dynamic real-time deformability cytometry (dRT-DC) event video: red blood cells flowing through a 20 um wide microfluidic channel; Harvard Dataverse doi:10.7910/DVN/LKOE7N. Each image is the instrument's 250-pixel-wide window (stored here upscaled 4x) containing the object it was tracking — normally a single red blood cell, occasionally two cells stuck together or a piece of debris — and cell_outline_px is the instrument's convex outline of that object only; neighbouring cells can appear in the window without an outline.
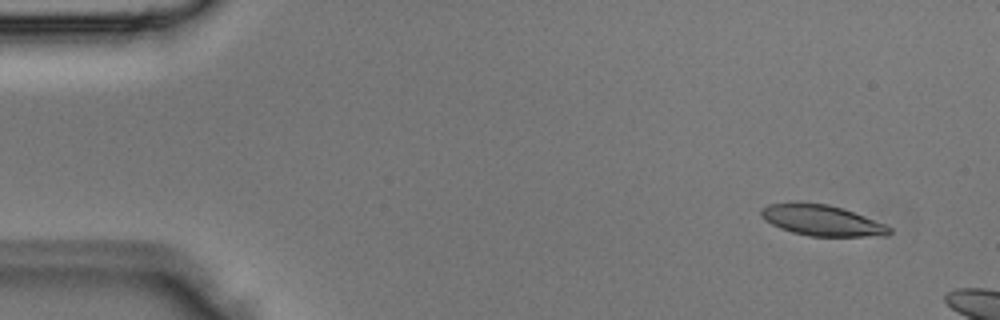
{"species": "Egyptian fruit bat (a non-hibernating species)", "species_latin": "Rousettus aegyptiacus", "temperature_condition": "room temperature", "stored_images_in_passage": 2, "camera_frame_rate_fps": 3000, "um_per_image_px": 0.085, "animal": {"sex": "male"}, "frame": {"image": 1, "passage_image": 1, "time_ms": 0.0, "image_size_px": [1000, 320], "cell_outline_px": [[892, 232], [888, 236], [808, 236], [792, 232], [780, 228], [764, 220], [760, 216], [760, 208], [768, 204], [796, 200], [828, 204], [864, 216], [884, 224], [892, 228]], "centroid_in_image_um": [69.79, 18.71], "position_along_channel_um": 15.2, "area_um2": 23.41}}